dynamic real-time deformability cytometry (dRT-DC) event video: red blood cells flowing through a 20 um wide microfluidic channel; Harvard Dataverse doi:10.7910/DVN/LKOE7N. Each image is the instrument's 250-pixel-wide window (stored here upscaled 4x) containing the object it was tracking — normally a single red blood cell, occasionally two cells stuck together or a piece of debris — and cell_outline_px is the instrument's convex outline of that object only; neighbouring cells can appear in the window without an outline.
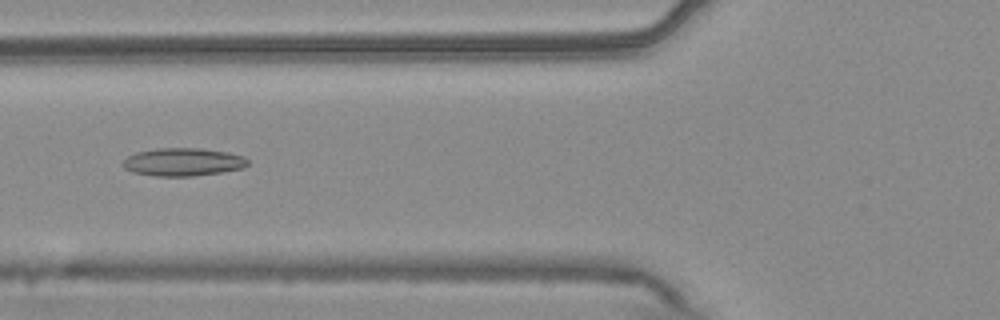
{"species": "common noctule bat (a hibernating species)", "species_latin": "Nyctalus noctula", "temperature_condition": "warm", "stored_images_in_passage": 54, "camera_frame_rate_fps": 3000, "um_per_image_px": 0.085, "animal": {"sex": "male", "body_mass_g": 20.4}, "frame": {"image": 1, "passage_image": 21, "time_ms": 6.667, "image_size_px": [1000, 320], "cell_outline_px": [[248, 164], [244, 168], [224, 172], [192, 176], [156, 176], [132, 172], [124, 168], [124, 160], [128, 156], [136, 152], [156, 148], [200, 148], [228, 152], [244, 156], [248, 160]], "centroid_in_image_um": [15.59, 13.77], "position_along_channel_um": 110.2, "area_um2": 20.46}}
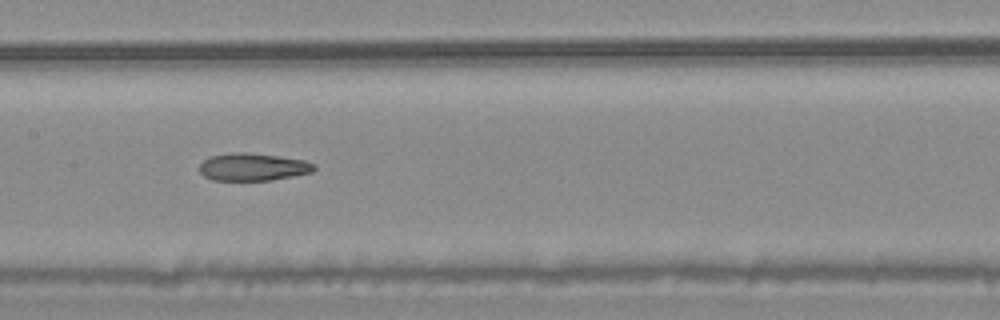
{"frame": {"image": 2, "passage_image": 27, "time_ms": 8.667, "image_size_px": [1000, 320], "cell_outline_px": [[316, 168], [312, 172], [272, 180], [212, 180], [204, 176], [200, 172], [200, 164], [204, 160], [212, 156], [236, 152], [244, 152], [276, 156], [304, 160], [316, 164]], "centroid_in_image_um": [21.51, 14.2], "position_along_channel_um": 185.9, "area_um2": 18.21}}
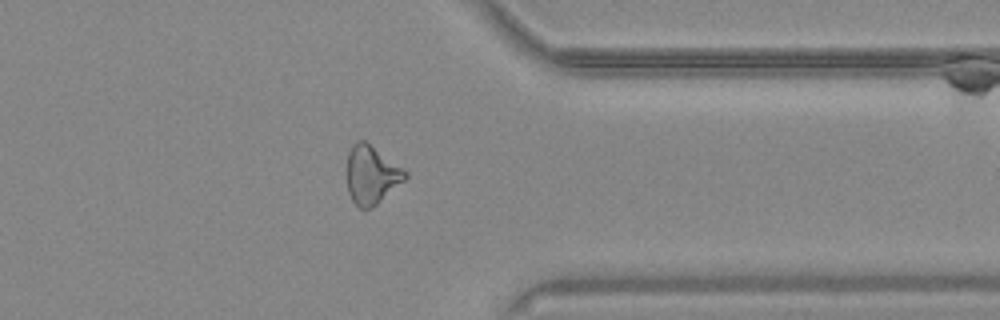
{"frame": {"image": 3, "passage_image": 43, "time_ms": 14.0, "image_size_px": [1000, 320], "cell_outline_px": [[408, 176], [404, 180], [376, 204], [368, 208], [360, 208], [352, 200], [348, 192], [348, 152], [352, 144], [356, 140], [364, 140], [408, 172]], "centroid_in_image_um": [31.56, 14.84], "position_along_channel_um": 379.8, "area_um2": 19.31}, "authors_computed_cell_mechanics": {"area_um2": 20.6635, "velocity_mm_per_s": 3.769, "shape_relaxation_time_tau1_ms": null, "shape_relaxation_time_tau2_ms": 6.0843, "deformation_change_tau1": null, "deformation_change_tau2": 0.1653}}